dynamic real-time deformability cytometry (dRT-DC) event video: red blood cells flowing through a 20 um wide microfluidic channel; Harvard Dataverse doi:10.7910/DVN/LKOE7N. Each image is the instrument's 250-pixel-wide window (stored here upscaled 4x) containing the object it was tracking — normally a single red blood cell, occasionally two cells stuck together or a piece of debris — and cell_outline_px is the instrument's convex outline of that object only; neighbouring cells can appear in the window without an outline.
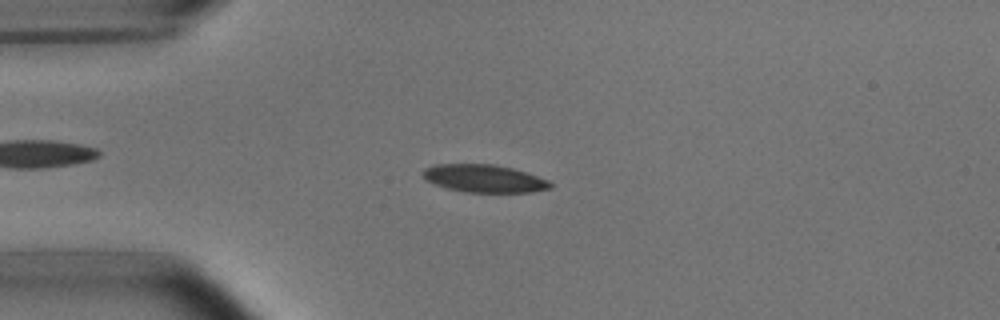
{"species": "common noctule bat (a hibernating species)", "species_latin": "Nyctalus noctula", "temperature_condition": "room temperature", "stored_images_in_passage": 50, "camera_frame_rate_fps": 3000, "um_per_image_px": 0.085, "animal": {"sex": "male", "body_mass_g": 15.6}, "frame": {"image": 1, "passage_image": 11, "time_ms": 3.333, "image_size_px": [1000, 320], "cell_outline_px": [[552, 188], [532, 192], [464, 192], [448, 188], [424, 180], [420, 176], [420, 172], [424, 168], [432, 164], [492, 164], [512, 168], [548, 180], [552, 184]], "centroid_in_image_um": [41.08, 15.17], "position_along_channel_um": 43.9, "area_um2": 20.69}}
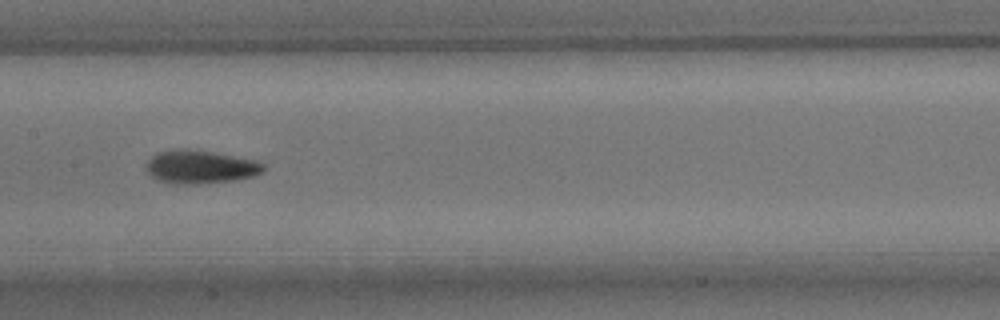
{"frame": {"image": 2, "passage_image": 24, "time_ms": 7.667, "image_size_px": [1000, 320], "cell_outline_px": [[264, 172], [256, 176], [236, 180], [200, 184], [168, 184], [156, 180], [144, 168], [144, 164], [152, 156], [160, 152], [176, 148], [212, 152], [256, 160], [264, 164]], "centroid_in_image_um": [17.01, 14.21], "position_along_channel_um": 190.4, "area_um2": 23.06}}
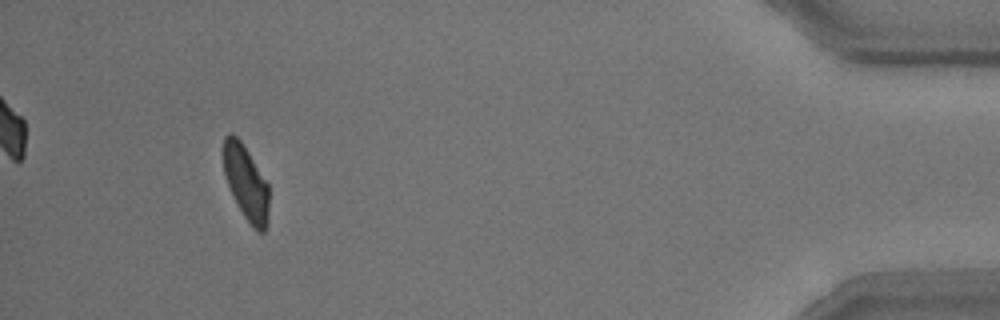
{"frame": {"image": 3, "passage_image": 47, "time_ms": 15.333, "image_size_px": [1000, 320], "cell_outline_px": [[268, 220], [264, 232], [260, 232], [252, 228], [244, 216], [228, 184], [224, 172], [224, 136], [228, 132], [232, 132], [240, 140], [248, 152], [268, 184]], "centroid_in_image_um": [20.92, 15.53], "position_along_channel_um": 414.3, "area_um2": 19.36}, "authors_computed_cell_mechanics": {"area_um2": 21.0681, "velocity_mm_per_s": 3.7762, "shape_relaxation_time_tau1_ms": 3.6674, "shape_relaxation_time_tau2_ms": 2.9632, "deformation_change_tau1": 0.1262, "deformation_change_tau2": 0.0707}}